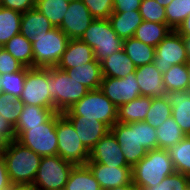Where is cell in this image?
Returning <instances> with one entry per match:
<instances>
[{
  "instance_id": "836d02e7",
  "label": "cell",
  "mask_w": 190,
  "mask_h": 190,
  "mask_svg": "<svg viewBox=\"0 0 190 190\" xmlns=\"http://www.w3.org/2000/svg\"><path fill=\"white\" fill-rule=\"evenodd\" d=\"M175 171L190 177V136H185L178 144L167 149Z\"/></svg>"
},
{
  "instance_id": "f35d334b",
  "label": "cell",
  "mask_w": 190,
  "mask_h": 190,
  "mask_svg": "<svg viewBox=\"0 0 190 190\" xmlns=\"http://www.w3.org/2000/svg\"><path fill=\"white\" fill-rule=\"evenodd\" d=\"M22 104L10 94L0 93V115L5 117L14 127L21 115Z\"/></svg>"
},
{
  "instance_id": "cb8c5ba5",
  "label": "cell",
  "mask_w": 190,
  "mask_h": 190,
  "mask_svg": "<svg viewBox=\"0 0 190 190\" xmlns=\"http://www.w3.org/2000/svg\"><path fill=\"white\" fill-rule=\"evenodd\" d=\"M108 20L112 29L123 40L134 37L137 27L143 22L139 10L113 12Z\"/></svg>"
},
{
  "instance_id": "9f6ffc18",
  "label": "cell",
  "mask_w": 190,
  "mask_h": 190,
  "mask_svg": "<svg viewBox=\"0 0 190 190\" xmlns=\"http://www.w3.org/2000/svg\"><path fill=\"white\" fill-rule=\"evenodd\" d=\"M64 1L71 3V2L76 1V0H64Z\"/></svg>"
},
{
  "instance_id": "60d3db41",
  "label": "cell",
  "mask_w": 190,
  "mask_h": 190,
  "mask_svg": "<svg viewBox=\"0 0 190 190\" xmlns=\"http://www.w3.org/2000/svg\"><path fill=\"white\" fill-rule=\"evenodd\" d=\"M139 11L144 21L167 23L165 8L155 0H142Z\"/></svg>"
},
{
  "instance_id": "7402d4cb",
  "label": "cell",
  "mask_w": 190,
  "mask_h": 190,
  "mask_svg": "<svg viewBox=\"0 0 190 190\" xmlns=\"http://www.w3.org/2000/svg\"><path fill=\"white\" fill-rule=\"evenodd\" d=\"M100 63L103 77L124 78L126 75L135 72L137 68L124 49L106 57Z\"/></svg>"
},
{
  "instance_id": "11a10c76",
  "label": "cell",
  "mask_w": 190,
  "mask_h": 190,
  "mask_svg": "<svg viewBox=\"0 0 190 190\" xmlns=\"http://www.w3.org/2000/svg\"><path fill=\"white\" fill-rule=\"evenodd\" d=\"M2 92V85H1V74H0V93Z\"/></svg>"
},
{
  "instance_id": "db71d44e",
  "label": "cell",
  "mask_w": 190,
  "mask_h": 190,
  "mask_svg": "<svg viewBox=\"0 0 190 190\" xmlns=\"http://www.w3.org/2000/svg\"><path fill=\"white\" fill-rule=\"evenodd\" d=\"M186 65L188 67V71H189V75H190V60L187 61Z\"/></svg>"
},
{
  "instance_id": "d590c367",
  "label": "cell",
  "mask_w": 190,
  "mask_h": 190,
  "mask_svg": "<svg viewBox=\"0 0 190 190\" xmlns=\"http://www.w3.org/2000/svg\"><path fill=\"white\" fill-rule=\"evenodd\" d=\"M172 116V108L167 96L152 97V104L145 121L157 129L166 119Z\"/></svg>"
},
{
  "instance_id": "ba28073f",
  "label": "cell",
  "mask_w": 190,
  "mask_h": 190,
  "mask_svg": "<svg viewBox=\"0 0 190 190\" xmlns=\"http://www.w3.org/2000/svg\"><path fill=\"white\" fill-rule=\"evenodd\" d=\"M56 132L58 139L57 155L75 166L87 165L89 151L79 139L72 123L59 112H56Z\"/></svg>"
},
{
  "instance_id": "9a60e30c",
  "label": "cell",
  "mask_w": 190,
  "mask_h": 190,
  "mask_svg": "<svg viewBox=\"0 0 190 190\" xmlns=\"http://www.w3.org/2000/svg\"><path fill=\"white\" fill-rule=\"evenodd\" d=\"M94 19L87 6L81 0H76L69 3L59 28L70 39H80Z\"/></svg>"
},
{
  "instance_id": "681fc988",
  "label": "cell",
  "mask_w": 190,
  "mask_h": 190,
  "mask_svg": "<svg viewBox=\"0 0 190 190\" xmlns=\"http://www.w3.org/2000/svg\"><path fill=\"white\" fill-rule=\"evenodd\" d=\"M0 190H34V188L31 185L12 184L9 188H3Z\"/></svg>"
},
{
  "instance_id": "e0dca14e",
  "label": "cell",
  "mask_w": 190,
  "mask_h": 190,
  "mask_svg": "<svg viewBox=\"0 0 190 190\" xmlns=\"http://www.w3.org/2000/svg\"><path fill=\"white\" fill-rule=\"evenodd\" d=\"M65 117L72 123L79 139L88 151L110 131L107 124L96 119L85 118L84 116Z\"/></svg>"
},
{
  "instance_id": "f907efd6",
  "label": "cell",
  "mask_w": 190,
  "mask_h": 190,
  "mask_svg": "<svg viewBox=\"0 0 190 190\" xmlns=\"http://www.w3.org/2000/svg\"><path fill=\"white\" fill-rule=\"evenodd\" d=\"M107 190H138V189L131 182L130 184H126V185L110 188V189H107Z\"/></svg>"
},
{
  "instance_id": "7bdbcfd3",
  "label": "cell",
  "mask_w": 190,
  "mask_h": 190,
  "mask_svg": "<svg viewBox=\"0 0 190 190\" xmlns=\"http://www.w3.org/2000/svg\"><path fill=\"white\" fill-rule=\"evenodd\" d=\"M24 67L7 50L0 47V74L18 72Z\"/></svg>"
},
{
  "instance_id": "d6a6232c",
  "label": "cell",
  "mask_w": 190,
  "mask_h": 190,
  "mask_svg": "<svg viewBox=\"0 0 190 190\" xmlns=\"http://www.w3.org/2000/svg\"><path fill=\"white\" fill-rule=\"evenodd\" d=\"M156 135L158 148L164 150L178 144L186 136L172 116L156 129Z\"/></svg>"
},
{
  "instance_id": "bcb514c9",
  "label": "cell",
  "mask_w": 190,
  "mask_h": 190,
  "mask_svg": "<svg viewBox=\"0 0 190 190\" xmlns=\"http://www.w3.org/2000/svg\"><path fill=\"white\" fill-rule=\"evenodd\" d=\"M142 0H114L113 12L140 10Z\"/></svg>"
},
{
  "instance_id": "52a82bcc",
  "label": "cell",
  "mask_w": 190,
  "mask_h": 190,
  "mask_svg": "<svg viewBox=\"0 0 190 190\" xmlns=\"http://www.w3.org/2000/svg\"><path fill=\"white\" fill-rule=\"evenodd\" d=\"M80 39L93 49L98 62L123 49V39L118 37L108 19H94Z\"/></svg>"
},
{
  "instance_id": "7c38bea8",
  "label": "cell",
  "mask_w": 190,
  "mask_h": 190,
  "mask_svg": "<svg viewBox=\"0 0 190 190\" xmlns=\"http://www.w3.org/2000/svg\"><path fill=\"white\" fill-rule=\"evenodd\" d=\"M188 56L183 37L171 30L155 47L154 64L164 74L172 65L187 63Z\"/></svg>"
},
{
  "instance_id": "f1b7e54d",
  "label": "cell",
  "mask_w": 190,
  "mask_h": 190,
  "mask_svg": "<svg viewBox=\"0 0 190 190\" xmlns=\"http://www.w3.org/2000/svg\"><path fill=\"white\" fill-rule=\"evenodd\" d=\"M172 29L167 23L144 21L137 27L134 37L145 44L156 47Z\"/></svg>"
},
{
  "instance_id": "603a6c76",
  "label": "cell",
  "mask_w": 190,
  "mask_h": 190,
  "mask_svg": "<svg viewBox=\"0 0 190 190\" xmlns=\"http://www.w3.org/2000/svg\"><path fill=\"white\" fill-rule=\"evenodd\" d=\"M70 78L75 79L79 83L85 85L90 90L100 88L103 79L101 63L94 59L90 63H83L72 69H65Z\"/></svg>"
},
{
  "instance_id": "3957f363",
  "label": "cell",
  "mask_w": 190,
  "mask_h": 190,
  "mask_svg": "<svg viewBox=\"0 0 190 190\" xmlns=\"http://www.w3.org/2000/svg\"><path fill=\"white\" fill-rule=\"evenodd\" d=\"M175 172L167 150L152 149L132 167V183L137 189L144 188L160 183Z\"/></svg>"
},
{
  "instance_id": "7a4b0ae2",
  "label": "cell",
  "mask_w": 190,
  "mask_h": 190,
  "mask_svg": "<svg viewBox=\"0 0 190 190\" xmlns=\"http://www.w3.org/2000/svg\"><path fill=\"white\" fill-rule=\"evenodd\" d=\"M2 154L11 184L33 185L42 156L16 139L3 144Z\"/></svg>"
},
{
  "instance_id": "74e56055",
  "label": "cell",
  "mask_w": 190,
  "mask_h": 190,
  "mask_svg": "<svg viewBox=\"0 0 190 190\" xmlns=\"http://www.w3.org/2000/svg\"><path fill=\"white\" fill-rule=\"evenodd\" d=\"M26 73L27 67L18 72L1 74L2 93L19 99L24 88Z\"/></svg>"
},
{
  "instance_id": "484cf974",
  "label": "cell",
  "mask_w": 190,
  "mask_h": 190,
  "mask_svg": "<svg viewBox=\"0 0 190 190\" xmlns=\"http://www.w3.org/2000/svg\"><path fill=\"white\" fill-rule=\"evenodd\" d=\"M55 112L46 107L36 105L22 104L21 115L15 128V136L17 137L26 127L40 126L45 123Z\"/></svg>"
},
{
  "instance_id": "f6af8a7d",
  "label": "cell",
  "mask_w": 190,
  "mask_h": 190,
  "mask_svg": "<svg viewBox=\"0 0 190 190\" xmlns=\"http://www.w3.org/2000/svg\"><path fill=\"white\" fill-rule=\"evenodd\" d=\"M15 139L16 136L14 126L8 122L5 117H2V115H0V143L3 145L10 143Z\"/></svg>"
},
{
  "instance_id": "9c48e42d",
  "label": "cell",
  "mask_w": 190,
  "mask_h": 190,
  "mask_svg": "<svg viewBox=\"0 0 190 190\" xmlns=\"http://www.w3.org/2000/svg\"><path fill=\"white\" fill-rule=\"evenodd\" d=\"M74 166L59 155L43 156L32 187L34 190H64Z\"/></svg>"
},
{
  "instance_id": "4fadbf2b",
  "label": "cell",
  "mask_w": 190,
  "mask_h": 190,
  "mask_svg": "<svg viewBox=\"0 0 190 190\" xmlns=\"http://www.w3.org/2000/svg\"><path fill=\"white\" fill-rule=\"evenodd\" d=\"M99 89L117 108L141 96L135 72L124 78L103 77Z\"/></svg>"
},
{
  "instance_id": "8d00e7d4",
  "label": "cell",
  "mask_w": 190,
  "mask_h": 190,
  "mask_svg": "<svg viewBox=\"0 0 190 190\" xmlns=\"http://www.w3.org/2000/svg\"><path fill=\"white\" fill-rule=\"evenodd\" d=\"M167 25L177 30L183 21L190 15V0H172L165 7Z\"/></svg>"
},
{
  "instance_id": "4dcf8cb0",
  "label": "cell",
  "mask_w": 190,
  "mask_h": 190,
  "mask_svg": "<svg viewBox=\"0 0 190 190\" xmlns=\"http://www.w3.org/2000/svg\"><path fill=\"white\" fill-rule=\"evenodd\" d=\"M22 13L0 6V47L20 33Z\"/></svg>"
},
{
  "instance_id": "6da1fadb",
  "label": "cell",
  "mask_w": 190,
  "mask_h": 190,
  "mask_svg": "<svg viewBox=\"0 0 190 190\" xmlns=\"http://www.w3.org/2000/svg\"><path fill=\"white\" fill-rule=\"evenodd\" d=\"M110 131L131 167L137 164L147 151L158 148L156 129L146 121L129 124L116 122Z\"/></svg>"
},
{
  "instance_id": "4316f807",
  "label": "cell",
  "mask_w": 190,
  "mask_h": 190,
  "mask_svg": "<svg viewBox=\"0 0 190 190\" xmlns=\"http://www.w3.org/2000/svg\"><path fill=\"white\" fill-rule=\"evenodd\" d=\"M123 49L136 67L154 62L155 47L145 44L135 37L124 39Z\"/></svg>"
},
{
  "instance_id": "5b68a950",
  "label": "cell",
  "mask_w": 190,
  "mask_h": 190,
  "mask_svg": "<svg viewBox=\"0 0 190 190\" xmlns=\"http://www.w3.org/2000/svg\"><path fill=\"white\" fill-rule=\"evenodd\" d=\"M117 107L100 89L90 90L78 102L73 104L64 116H84L107 124L110 128L117 122Z\"/></svg>"
},
{
  "instance_id": "f5cc1de1",
  "label": "cell",
  "mask_w": 190,
  "mask_h": 190,
  "mask_svg": "<svg viewBox=\"0 0 190 190\" xmlns=\"http://www.w3.org/2000/svg\"><path fill=\"white\" fill-rule=\"evenodd\" d=\"M155 1H157L160 5H162L165 8L171 3L172 0H155Z\"/></svg>"
},
{
  "instance_id": "277c9868",
  "label": "cell",
  "mask_w": 190,
  "mask_h": 190,
  "mask_svg": "<svg viewBox=\"0 0 190 190\" xmlns=\"http://www.w3.org/2000/svg\"><path fill=\"white\" fill-rule=\"evenodd\" d=\"M53 98V111L63 113L84 97L90 89L70 78L66 71L48 67V86Z\"/></svg>"
},
{
  "instance_id": "e575fe53",
  "label": "cell",
  "mask_w": 190,
  "mask_h": 190,
  "mask_svg": "<svg viewBox=\"0 0 190 190\" xmlns=\"http://www.w3.org/2000/svg\"><path fill=\"white\" fill-rule=\"evenodd\" d=\"M69 3L64 0H36L35 8L39 10L54 27H59L68 9Z\"/></svg>"
},
{
  "instance_id": "d6986e66",
  "label": "cell",
  "mask_w": 190,
  "mask_h": 190,
  "mask_svg": "<svg viewBox=\"0 0 190 190\" xmlns=\"http://www.w3.org/2000/svg\"><path fill=\"white\" fill-rule=\"evenodd\" d=\"M94 59L93 49L87 43L81 39H70L56 67L60 70L72 69L83 63H90Z\"/></svg>"
},
{
  "instance_id": "83f0119b",
  "label": "cell",
  "mask_w": 190,
  "mask_h": 190,
  "mask_svg": "<svg viewBox=\"0 0 190 190\" xmlns=\"http://www.w3.org/2000/svg\"><path fill=\"white\" fill-rule=\"evenodd\" d=\"M64 190H101V188L87 165H77L71 170Z\"/></svg>"
},
{
  "instance_id": "2e32d148",
  "label": "cell",
  "mask_w": 190,
  "mask_h": 190,
  "mask_svg": "<svg viewBox=\"0 0 190 190\" xmlns=\"http://www.w3.org/2000/svg\"><path fill=\"white\" fill-rule=\"evenodd\" d=\"M101 190L130 184L132 182V167H113L101 163H87Z\"/></svg>"
},
{
  "instance_id": "1f68e13d",
  "label": "cell",
  "mask_w": 190,
  "mask_h": 190,
  "mask_svg": "<svg viewBox=\"0 0 190 190\" xmlns=\"http://www.w3.org/2000/svg\"><path fill=\"white\" fill-rule=\"evenodd\" d=\"M166 93L173 90H190V75L186 63L172 65L164 74Z\"/></svg>"
},
{
  "instance_id": "ab89813d",
  "label": "cell",
  "mask_w": 190,
  "mask_h": 190,
  "mask_svg": "<svg viewBox=\"0 0 190 190\" xmlns=\"http://www.w3.org/2000/svg\"><path fill=\"white\" fill-rule=\"evenodd\" d=\"M188 187H190V177L175 172L174 174L167 176L158 184L145 186L138 190H187Z\"/></svg>"
},
{
  "instance_id": "ee69618b",
  "label": "cell",
  "mask_w": 190,
  "mask_h": 190,
  "mask_svg": "<svg viewBox=\"0 0 190 190\" xmlns=\"http://www.w3.org/2000/svg\"><path fill=\"white\" fill-rule=\"evenodd\" d=\"M36 0H0V6L24 13L35 8Z\"/></svg>"
},
{
  "instance_id": "ffe728a7",
  "label": "cell",
  "mask_w": 190,
  "mask_h": 190,
  "mask_svg": "<svg viewBox=\"0 0 190 190\" xmlns=\"http://www.w3.org/2000/svg\"><path fill=\"white\" fill-rule=\"evenodd\" d=\"M172 108V117L187 136H190V90H173L166 95Z\"/></svg>"
},
{
  "instance_id": "816d5d0a",
  "label": "cell",
  "mask_w": 190,
  "mask_h": 190,
  "mask_svg": "<svg viewBox=\"0 0 190 190\" xmlns=\"http://www.w3.org/2000/svg\"><path fill=\"white\" fill-rule=\"evenodd\" d=\"M185 44L188 59L190 60V36H182Z\"/></svg>"
},
{
  "instance_id": "8992f818",
  "label": "cell",
  "mask_w": 190,
  "mask_h": 190,
  "mask_svg": "<svg viewBox=\"0 0 190 190\" xmlns=\"http://www.w3.org/2000/svg\"><path fill=\"white\" fill-rule=\"evenodd\" d=\"M69 41L70 38L59 27L33 37V68L56 67Z\"/></svg>"
},
{
  "instance_id": "d4e9b609",
  "label": "cell",
  "mask_w": 190,
  "mask_h": 190,
  "mask_svg": "<svg viewBox=\"0 0 190 190\" xmlns=\"http://www.w3.org/2000/svg\"><path fill=\"white\" fill-rule=\"evenodd\" d=\"M152 104V97L139 96L117 109V122L135 123L145 121L146 115Z\"/></svg>"
},
{
  "instance_id": "8fae6325",
  "label": "cell",
  "mask_w": 190,
  "mask_h": 190,
  "mask_svg": "<svg viewBox=\"0 0 190 190\" xmlns=\"http://www.w3.org/2000/svg\"><path fill=\"white\" fill-rule=\"evenodd\" d=\"M47 86L48 67H27L24 88L18 100L21 104L42 106L53 110V98Z\"/></svg>"
},
{
  "instance_id": "7dc6e473",
  "label": "cell",
  "mask_w": 190,
  "mask_h": 190,
  "mask_svg": "<svg viewBox=\"0 0 190 190\" xmlns=\"http://www.w3.org/2000/svg\"><path fill=\"white\" fill-rule=\"evenodd\" d=\"M11 185L12 184L9 180L8 171L4 160V155L0 150V189L9 188Z\"/></svg>"
},
{
  "instance_id": "30bf717a",
  "label": "cell",
  "mask_w": 190,
  "mask_h": 190,
  "mask_svg": "<svg viewBox=\"0 0 190 190\" xmlns=\"http://www.w3.org/2000/svg\"><path fill=\"white\" fill-rule=\"evenodd\" d=\"M16 140L42 157L57 155L56 112L40 126L26 127Z\"/></svg>"
},
{
  "instance_id": "f546056e",
  "label": "cell",
  "mask_w": 190,
  "mask_h": 190,
  "mask_svg": "<svg viewBox=\"0 0 190 190\" xmlns=\"http://www.w3.org/2000/svg\"><path fill=\"white\" fill-rule=\"evenodd\" d=\"M17 61L28 68H33V48L32 42L21 33L13 36L5 45L2 46Z\"/></svg>"
},
{
  "instance_id": "ac0fdd59",
  "label": "cell",
  "mask_w": 190,
  "mask_h": 190,
  "mask_svg": "<svg viewBox=\"0 0 190 190\" xmlns=\"http://www.w3.org/2000/svg\"><path fill=\"white\" fill-rule=\"evenodd\" d=\"M135 75L141 96L164 97L167 95L163 74L156 68L154 63L137 67Z\"/></svg>"
},
{
  "instance_id": "44dd1931",
  "label": "cell",
  "mask_w": 190,
  "mask_h": 190,
  "mask_svg": "<svg viewBox=\"0 0 190 190\" xmlns=\"http://www.w3.org/2000/svg\"><path fill=\"white\" fill-rule=\"evenodd\" d=\"M54 25L36 8L22 13L20 33L29 41L36 35L41 36L52 30Z\"/></svg>"
},
{
  "instance_id": "c3c4849f",
  "label": "cell",
  "mask_w": 190,
  "mask_h": 190,
  "mask_svg": "<svg viewBox=\"0 0 190 190\" xmlns=\"http://www.w3.org/2000/svg\"><path fill=\"white\" fill-rule=\"evenodd\" d=\"M181 36H190V15L176 30Z\"/></svg>"
},
{
  "instance_id": "5bb4252c",
  "label": "cell",
  "mask_w": 190,
  "mask_h": 190,
  "mask_svg": "<svg viewBox=\"0 0 190 190\" xmlns=\"http://www.w3.org/2000/svg\"><path fill=\"white\" fill-rule=\"evenodd\" d=\"M87 163H101L113 167H131L127 164L120 145L109 131L89 151Z\"/></svg>"
},
{
  "instance_id": "b9f144b4",
  "label": "cell",
  "mask_w": 190,
  "mask_h": 190,
  "mask_svg": "<svg viewBox=\"0 0 190 190\" xmlns=\"http://www.w3.org/2000/svg\"><path fill=\"white\" fill-rule=\"evenodd\" d=\"M95 19H108L113 13L114 0H81Z\"/></svg>"
}]
</instances>
